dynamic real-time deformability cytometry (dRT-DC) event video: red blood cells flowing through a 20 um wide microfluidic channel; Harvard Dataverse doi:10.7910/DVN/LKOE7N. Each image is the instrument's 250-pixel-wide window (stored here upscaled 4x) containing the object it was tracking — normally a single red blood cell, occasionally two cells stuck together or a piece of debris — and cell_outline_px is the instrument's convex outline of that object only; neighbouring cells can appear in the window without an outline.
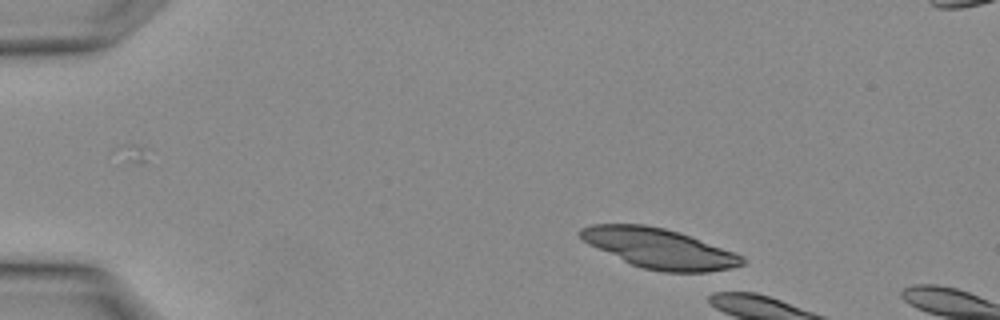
{"species": "Egyptian fruit bat (a non-hibernating species)", "species_latin": "Rousettus aegyptiacus", "temperature_condition": "warm", "stored_images_in_passage": 2, "camera_frame_rate_fps": 3000, "um_per_image_px": 0.085, "animal": {"sex": "female"}, "frame": {"image": 1, "passage_image": 1, "time_ms": 0.0, "image_size_px": [1000, 320], "cell_outline_px": [[744, 264], [732, 268], [708, 272], [664, 272], [644, 268], [632, 264], [588, 244], [576, 232], [580, 228], [592, 224], [644, 224], [664, 228], [688, 236], [744, 256]], "centroid_in_image_um": [56.01, 21.11], "position_along_channel_um": 29.0, "area_um2": 36.99}}